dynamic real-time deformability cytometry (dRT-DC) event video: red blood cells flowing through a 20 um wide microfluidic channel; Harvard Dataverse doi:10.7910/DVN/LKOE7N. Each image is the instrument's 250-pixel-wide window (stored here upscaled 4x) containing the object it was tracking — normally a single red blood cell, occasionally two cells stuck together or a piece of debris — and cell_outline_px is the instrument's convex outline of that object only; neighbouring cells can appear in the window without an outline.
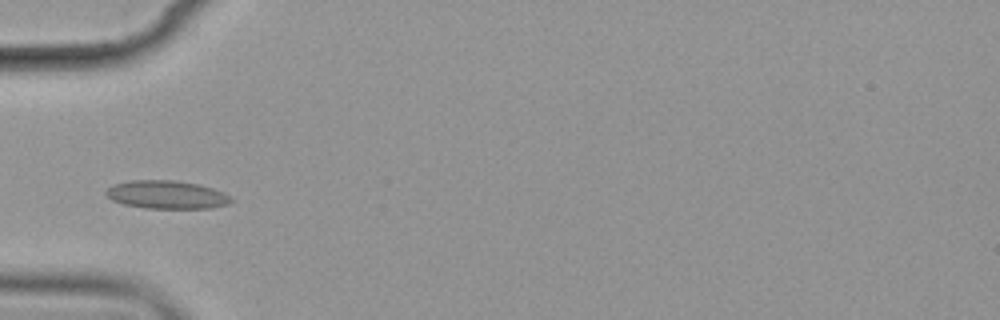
{"species": "common noctule bat (a hibernating species)", "species_latin": "Nyctalus noctula", "temperature_condition": "cold", "stored_images_in_passage": 10, "camera_frame_rate_fps": 3000, "um_per_image_px": 0.085, "animal": {"sex": "female", "body_mass_g": 19.9}, "frame": {"image": 1, "passage_image": 4, "time_ms": 3.333, "image_size_px": [1000, 320], "cell_outline_px": [[232, 200], [228, 204], [212, 208], [144, 208], [124, 204], [112, 200], [104, 192], [112, 184], [132, 180], [176, 180], [200, 184], [224, 192], [232, 196]], "centroid_in_image_um": [14.19, 16.54], "position_along_channel_um": 70.8, "area_um2": 20.69}}
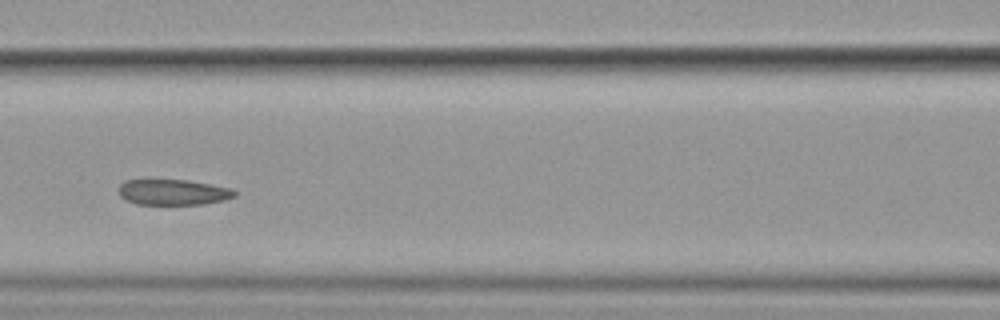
{"frame": {"image": 2, "passage_image": 6, "time_ms": 5.667, "image_size_px": [1000, 320], "cell_outline_px": [[236, 196], [224, 200], [204, 204], [136, 204], [120, 196], [120, 184], [124, 180], [188, 180], [228, 188], [236, 192]], "centroid_in_image_um": [14.71, 16.34], "position_along_channel_um": 151.9, "area_um2": 17.05}}
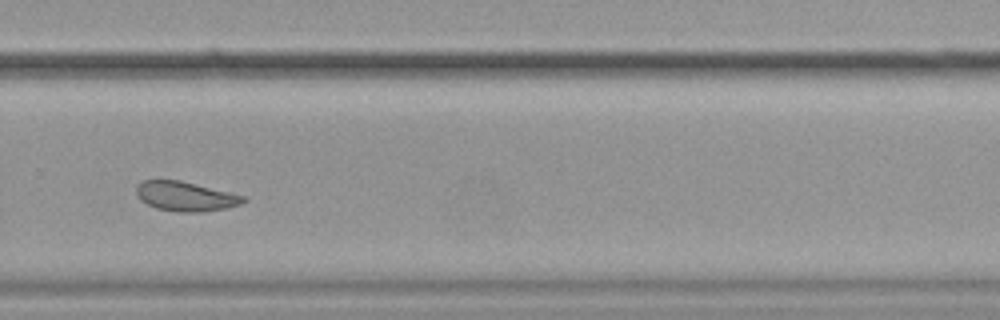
{"frame": {"image": 3, "passage_image": 10, "time_ms": 10.333, "image_size_px": [1000, 320], "cell_outline_px": [[248, 200], [240, 204], [228, 208], [204, 212], [180, 212], [156, 208], [140, 200], [136, 196], [136, 188], [144, 180], [180, 180], [248, 196]], "centroid_in_image_um": [15.83, 16.69], "position_along_channel_um": 314.0, "area_um2": 18.61}}